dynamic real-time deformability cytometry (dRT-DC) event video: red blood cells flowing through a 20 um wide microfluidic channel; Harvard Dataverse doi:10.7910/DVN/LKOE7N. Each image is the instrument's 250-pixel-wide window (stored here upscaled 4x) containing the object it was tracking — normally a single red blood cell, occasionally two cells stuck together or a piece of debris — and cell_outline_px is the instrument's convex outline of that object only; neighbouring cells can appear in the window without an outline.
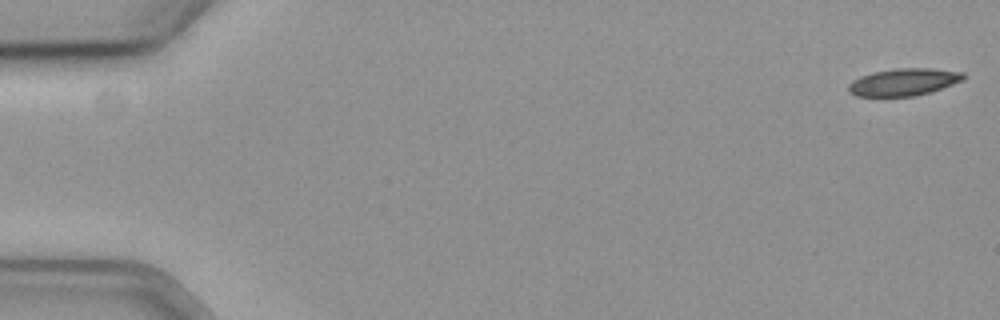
{"species": "common noctule bat (a hibernating species)", "species_latin": "Nyctalus noctula", "temperature_condition": "cold", "stored_images_in_passage": 57, "camera_frame_rate_fps": 3000, "um_per_image_px": 0.085, "animal": {"sex": "female", "body_mass_g": 19.3, "forearm_length_mm": 54.1}, "frame": {"image": 1, "passage_image": 1, "time_ms": 0.0, "image_size_px": [1000, 320], "cell_outline_px": [[964, 80], [928, 92], [912, 96], [856, 96], [848, 92], [848, 84], [852, 80], [860, 76], [872, 72], [896, 68], [932, 68], [964, 72]], "centroid_in_image_um": [76.77, 6.96], "position_along_channel_um": 8.2, "area_um2": 18.21}}
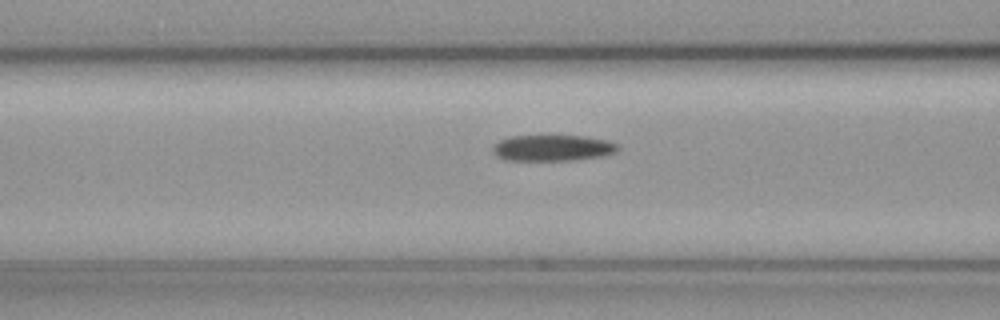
{"frame": {"image": 2, "passage_image": 23, "time_ms": 7.333, "image_size_px": [1000, 320], "cell_outline_px": [[620, 148], [616, 152], [604, 156], [572, 160], [504, 160], [496, 156], [492, 152], [492, 144], [500, 140], [512, 136], [584, 136], [608, 140], [616, 144]], "centroid_in_image_um": [46.95, 12.58], "position_along_channel_um": 119.6, "area_um2": 19.13}}
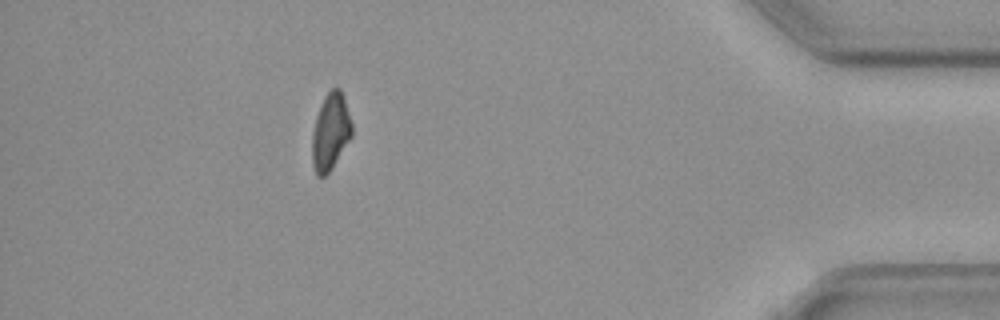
{"frame": {"image": 3, "passage_image": 51, "time_ms": 16.667, "image_size_px": [1000, 320], "cell_outline_px": [[352, 136], [332, 168], [324, 176], [316, 176], [312, 164], [312, 132], [316, 116], [324, 96], [332, 88], [340, 88], [352, 124]], "centroid_in_image_um": [28.08, 11.22], "position_along_channel_um": 407.1, "area_um2": 17.69}, "authors_computed_cell_mechanics": {"area_um2": 19.1318, "velocity_mm_per_s": 3.6423, "shape_relaxation_time_tau1_ms": 10.3324, "shape_relaxation_time_tau2_ms": null, "deformation_change_tau1": 0.1544, "deformation_change_tau2": null}}